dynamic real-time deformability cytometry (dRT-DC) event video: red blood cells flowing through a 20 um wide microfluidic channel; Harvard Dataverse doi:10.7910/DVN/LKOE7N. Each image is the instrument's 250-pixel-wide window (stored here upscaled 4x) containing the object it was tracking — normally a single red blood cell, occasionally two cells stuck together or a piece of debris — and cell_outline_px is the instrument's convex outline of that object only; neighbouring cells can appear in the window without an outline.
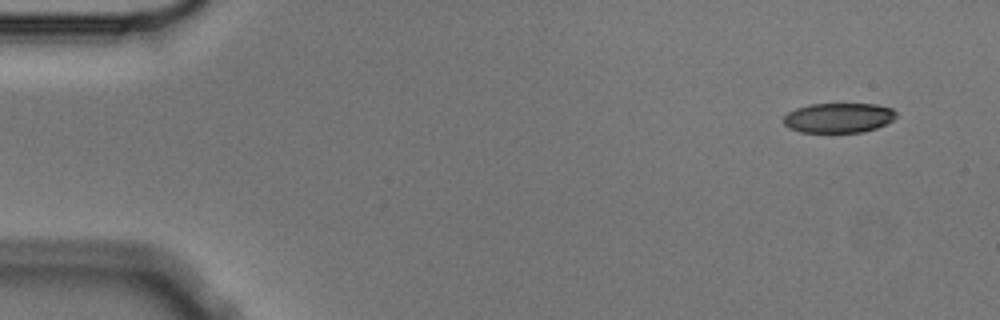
{"species": "Egyptian fruit bat (a non-hibernating species)", "species_latin": "Rousettus aegyptiacus", "temperature_condition": "cold", "stored_images_in_passage": 5, "camera_frame_rate_fps": 3000, "um_per_image_px": 0.085, "animal": {"sex": "male"}, "frame": {"image": 1, "passage_image": 1, "time_ms": 0.0, "image_size_px": [1000, 320], "cell_outline_px": [[896, 116], [892, 120], [876, 128], [860, 132], [800, 132], [788, 128], [784, 124], [784, 116], [788, 112], [796, 108], [808, 104], [876, 104], [892, 108], [896, 112]], "centroid_in_image_um": [71.25, 10.01], "position_along_channel_um": 13.7, "area_um2": 19.54}}
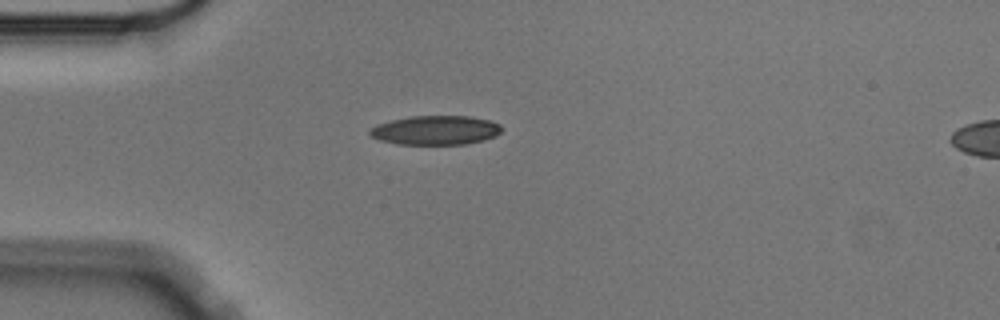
{"frame": {"image": 2, "passage_image": 4, "time_ms": 1.0, "image_size_px": [1000, 320], "cell_outline_px": [[504, 128], [496, 136], [484, 140], [464, 144], [396, 144], [380, 140], [372, 136], [368, 132], [376, 124], [392, 120], [412, 116], [468, 116], [488, 120], [500, 124]], "centroid_in_image_um": [37.05, 11.07], "position_along_channel_um": 48.0, "area_um2": 22.37}}